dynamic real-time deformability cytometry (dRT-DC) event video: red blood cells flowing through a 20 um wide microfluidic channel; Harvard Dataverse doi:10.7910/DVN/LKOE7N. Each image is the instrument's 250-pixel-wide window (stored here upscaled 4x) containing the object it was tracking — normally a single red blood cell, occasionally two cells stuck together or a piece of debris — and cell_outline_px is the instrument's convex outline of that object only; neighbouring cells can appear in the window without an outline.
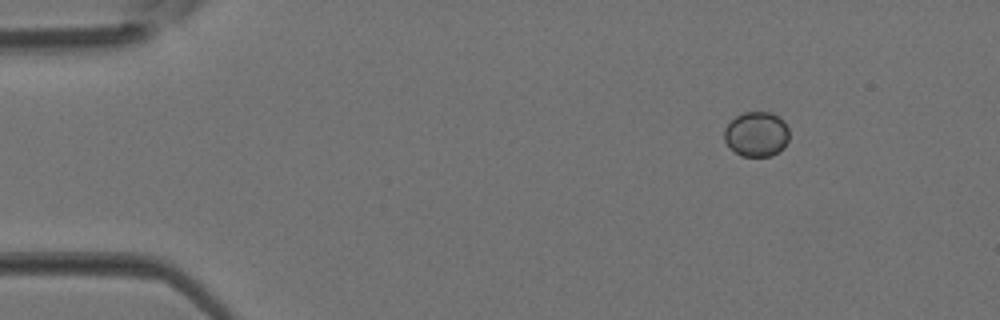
{"species": "Egyptian fruit bat (a non-hibernating species)", "species_latin": "Rousettus aegyptiacus", "temperature_condition": "room temperature", "stored_images_in_passage": 2, "camera_frame_rate_fps": 3000, "um_per_image_px": 0.085, "animal": {"sex": "female"}, "frame": {"image": 1, "passage_image": 1, "time_ms": 0.0, "image_size_px": [1000, 320], "cell_outline_px": [[788, 140], [784, 148], [772, 156], [740, 156], [724, 140], [724, 128], [736, 116], [744, 112], [772, 112], [788, 128]], "centroid_in_image_um": [64.29, 11.41], "position_along_channel_um": 20.7, "area_um2": 16.82}}